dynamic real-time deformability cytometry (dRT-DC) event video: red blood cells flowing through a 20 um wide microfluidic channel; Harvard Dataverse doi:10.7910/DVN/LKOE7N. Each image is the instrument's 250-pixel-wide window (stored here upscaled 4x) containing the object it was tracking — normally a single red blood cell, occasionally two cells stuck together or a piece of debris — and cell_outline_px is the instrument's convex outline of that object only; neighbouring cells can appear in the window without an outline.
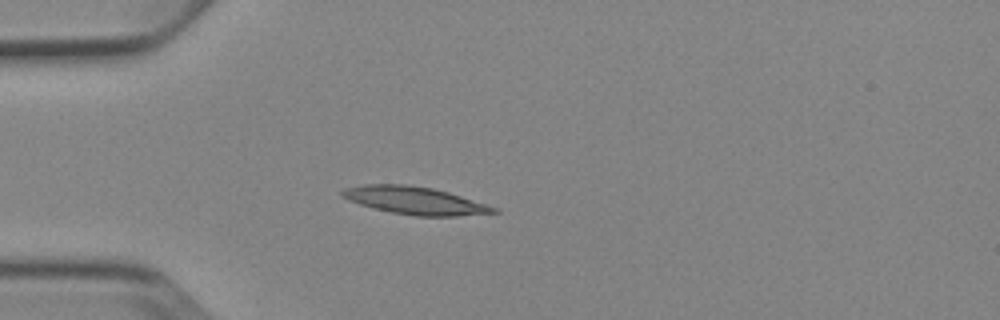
{"species": "Egyptian fruit bat (a non-hibernating species)", "species_latin": "Rousettus aegyptiacus", "temperature_condition": "cold", "stored_images_in_passage": 5, "camera_frame_rate_fps": 3000, "um_per_image_px": 0.085, "animal": {"sex": "female"}, "frame": {"image": 1, "passage_image": 5, "time_ms": 4.667, "image_size_px": [1000, 320], "cell_outline_px": [[500, 212], [456, 216], [416, 216], [392, 212], [372, 208], [348, 200], [340, 196], [340, 192], [344, 188], [364, 184], [408, 184], [432, 188], [448, 192], [500, 208]], "centroid_in_image_um": [35.26, 17.04], "position_along_channel_um": 49.7, "area_um2": 24.51}}